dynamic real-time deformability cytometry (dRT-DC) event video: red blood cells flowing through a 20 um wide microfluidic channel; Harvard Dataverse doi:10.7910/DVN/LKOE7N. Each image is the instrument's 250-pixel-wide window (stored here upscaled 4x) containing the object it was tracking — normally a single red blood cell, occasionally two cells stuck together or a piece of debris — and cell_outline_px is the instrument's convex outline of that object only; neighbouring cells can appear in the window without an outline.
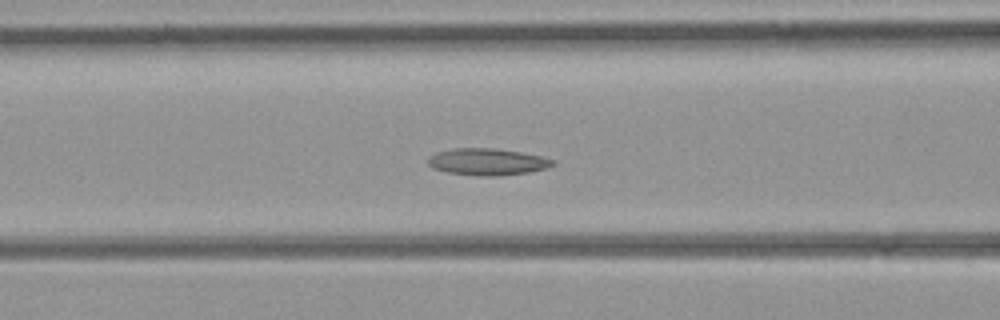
{"species": "common noctule bat (a hibernating species)", "species_latin": "Nyctalus noctula", "temperature_condition": "room temperature", "stored_images_in_passage": 45, "camera_frame_rate_fps": 3000, "um_per_image_px": 0.085, "animal": {"sex": "female", "body_mass_g": 21.9}, "frame": {"image": 1, "passage_image": 18, "time_ms": 5.667, "image_size_px": [1000, 320], "cell_outline_px": [[556, 164], [548, 168], [528, 172], [500, 176], [484, 176], [448, 172], [432, 168], [428, 164], [428, 156], [436, 152], [452, 148], [496, 148], [520, 152], [540, 156], [556, 160]], "centroid_in_image_um": [41.44, 13.75], "position_along_channel_um": 125.2, "area_um2": 19.59}}
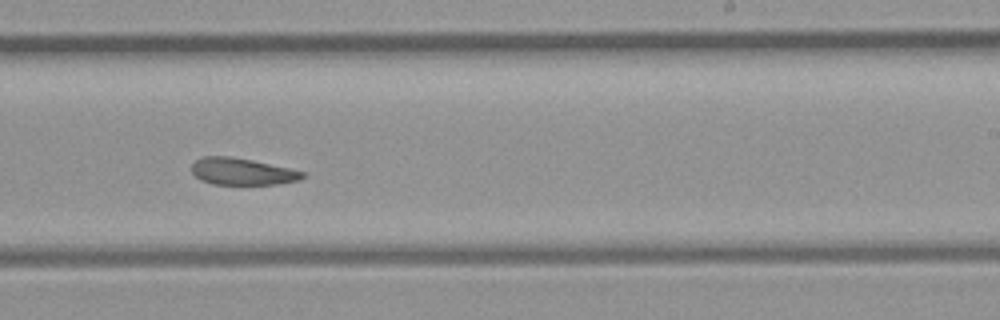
{"frame": {"image": 2, "passage_image": 27, "time_ms": 8.667, "image_size_px": [1000, 320], "cell_outline_px": [[308, 176], [300, 180], [280, 184], [212, 184], [200, 180], [192, 172], [192, 164], [196, 160], [204, 156], [228, 156], [252, 160], [288, 168], [304, 172]], "centroid_in_image_um": [20.6, 14.59], "position_along_channel_um": 268.4, "area_um2": 17.34}}
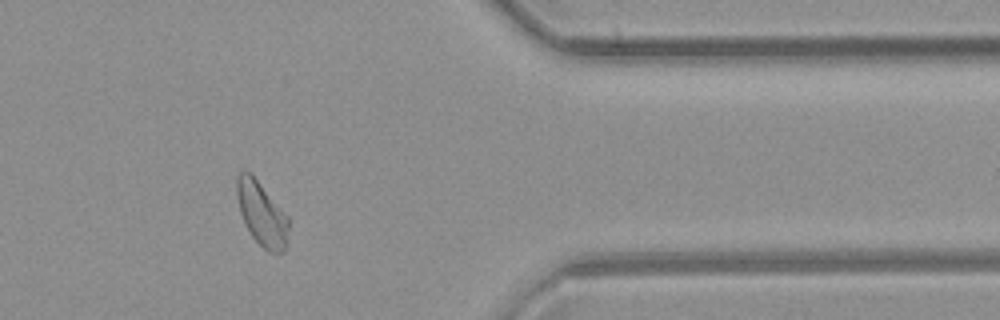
{"frame": {"image": 3, "passage_image": 36, "time_ms": 11.667, "image_size_px": [1000, 320], "cell_outline_px": [[288, 228], [284, 252], [268, 252], [252, 236], [240, 212], [236, 196], [236, 176], [240, 172], [252, 172], [288, 216]], "centroid_in_image_um": [22.23, 18.11], "position_along_channel_um": 389.2, "area_um2": 19.19}}